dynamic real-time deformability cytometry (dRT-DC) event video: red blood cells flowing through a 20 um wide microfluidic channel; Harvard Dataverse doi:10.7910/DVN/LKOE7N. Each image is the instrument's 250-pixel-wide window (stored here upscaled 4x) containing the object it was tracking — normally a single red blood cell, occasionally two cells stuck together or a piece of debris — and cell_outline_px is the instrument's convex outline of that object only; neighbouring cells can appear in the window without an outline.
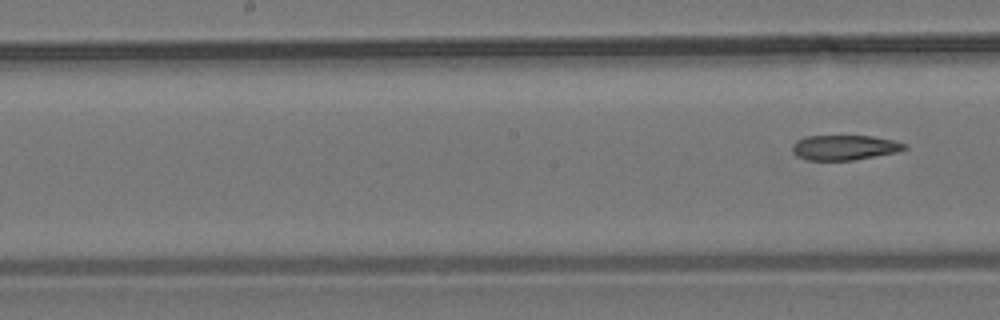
{"species": "common noctule bat (a hibernating species)", "species_latin": "Nyctalus noctula", "temperature_condition": "room temperature", "stored_images_in_passage": 8, "segment_of_instrument_passage": [2, 2], "camera_frame_rate_fps": 3000, "um_per_image_px": 0.085, "animal": {"sex": "male", "body_mass_g": 19.2, "forearm_length_mm": 51.8}, "frame": {"image": 1, "passage_image": 8, "time_ms": 9.0, "image_size_px": [1000, 320], "cell_outline_px": [[908, 148], [896, 152], [852, 160], [808, 160], [796, 156], [792, 152], [792, 144], [796, 140], [808, 136], [872, 136], [892, 140], [908, 144]], "centroid_in_image_um": [71.76, 12.53], "position_along_channel_um": 176.4, "area_um2": 16.3}}